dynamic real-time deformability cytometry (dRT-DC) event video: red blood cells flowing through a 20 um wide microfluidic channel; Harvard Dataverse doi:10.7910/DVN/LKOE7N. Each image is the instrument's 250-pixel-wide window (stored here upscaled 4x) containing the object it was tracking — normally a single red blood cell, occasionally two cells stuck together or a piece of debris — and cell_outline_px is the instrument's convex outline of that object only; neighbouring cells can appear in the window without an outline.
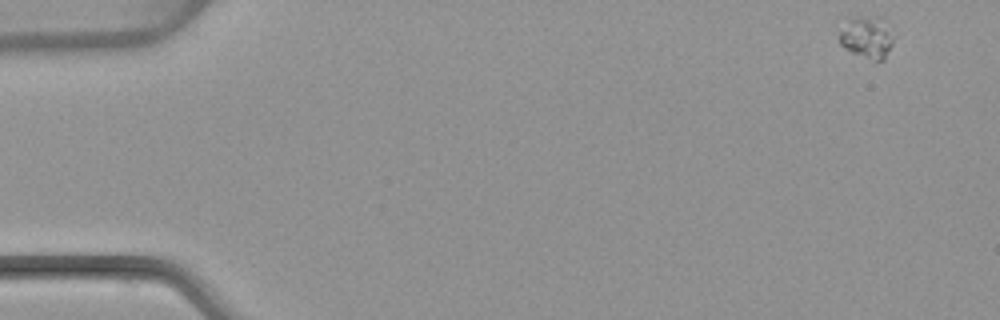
{"species": "common noctule bat (a hibernating species)", "species_latin": "Nyctalus noctula", "temperature_condition": "warm", "stored_images_in_passage": 50, "camera_frame_rate_fps": 3000, "um_per_image_px": 0.085, "animal": {"sex": "female", "body_mass_g": 22.7, "forearm_length_mm": 54.2}, "frame": {"image": 1, "passage_image": 1, "time_ms": 0.0, "image_size_px": [1000, 320], "cell_outline_px": [[892, 44], [884, 60], [876, 60], [852, 52], [840, 44], [840, 32], [848, 20], [860, 16], [868, 20], [884, 32], [892, 40]], "centroid_in_image_um": [73.54, 3.31], "position_along_channel_um": 11.5, "area_um2": 11.16}}
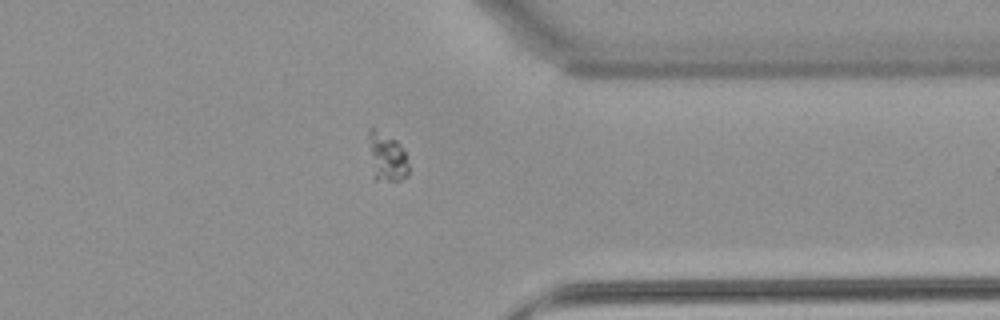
{"frame": {"image": 2, "passage_image": 39, "time_ms": 12.667, "image_size_px": [1000, 320], "cell_outline_px": [[408, 176], [400, 180], [376, 180], [372, 176], [368, 136], [368, 128], [372, 128], [396, 140], [404, 152], [408, 164]], "centroid_in_image_um": [32.85, 13.37], "position_along_channel_um": 378.5, "area_um2": 11.21}}
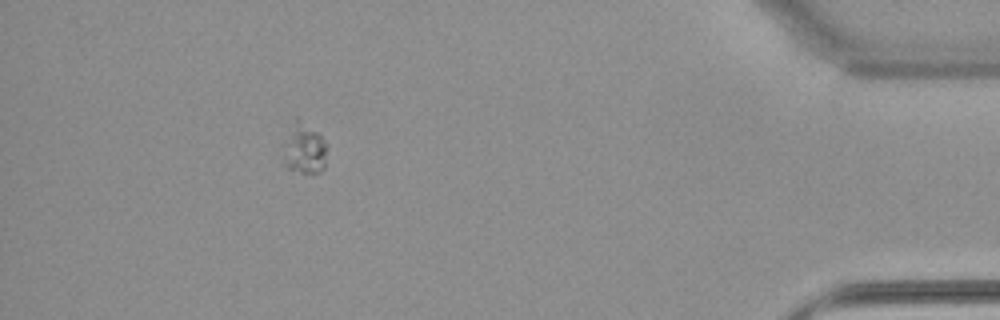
{"frame": {"image": 3, "passage_image": 45, "time_ms": 14.667, "image_size_px": [1000, 320], "cell_outline_px": [[328, 148], [324, 168], [320, 172], [312, 176], [288, 168], [288, 144], [296, 116], [316, 132], [324, 140]], "centroid_in_image_um": [26.03, 12.72], "position_along_channel_um": 409.2, "area_um2": 11.91}}